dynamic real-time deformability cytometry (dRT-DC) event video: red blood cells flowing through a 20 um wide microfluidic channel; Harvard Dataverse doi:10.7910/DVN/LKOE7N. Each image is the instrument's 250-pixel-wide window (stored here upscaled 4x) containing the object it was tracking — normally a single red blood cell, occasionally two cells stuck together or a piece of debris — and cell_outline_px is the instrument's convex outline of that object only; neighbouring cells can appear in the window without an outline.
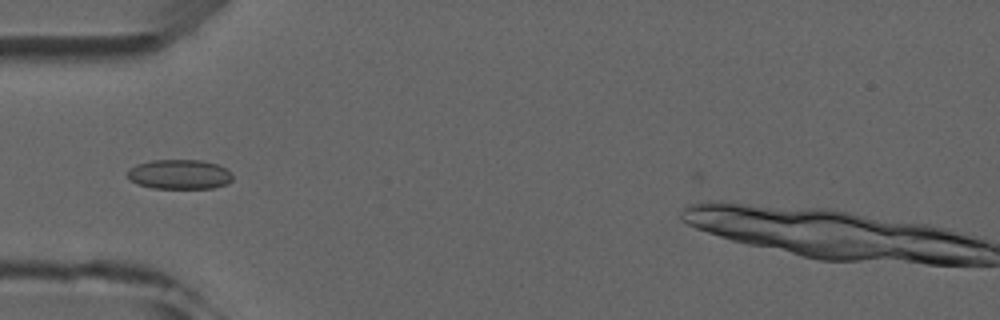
{"species": "common noctule bat (a hibernating species)", "species_latin": "Nyctalus noctula", "temperature_condition": "room temperature", "stored_images_in_passage": 5, "camera_frame_rate_fps": 3000, "um_per_image_px": 0.085, "animal": {"sex": "male", "forearm_length_mm": 52.5}, "frame": {"image": 1, "passage_image": 4, "time_ms": 4.333, "image_size_px": [1000, 320], "cell_outline_px": [[232, 180], [224, 184], [212, 188], [152, 188], [136, 184], [128, 180], [128, 172], [136, 164], [152, 160], [200, 160], [216, 164], [224, 168], [232, 176]], "centroid_in_image_um": [15.2, 14.82], "position_along_channel_um": 69.8, "area_um2": 17.98}}
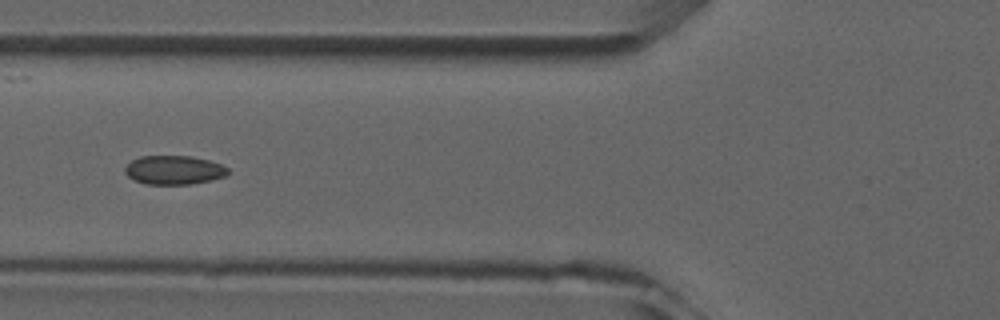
{"frame": {"image": 2, "passage_image": 5, "time_ms": 5.333, "image_size_px": [1000, 320], "cell_outline_px": [[228, 172], [224, 176], [212, 180], [192, 184], [148, 184], [136, 180], [128, 176], [124, 172], [124, 168], [132, 160], [140, 156], [192, 156], [208, 160], [220, 164], [228, 168]], "centroid_in_image_um": [14.78, 14.45], "position_along_channel_um": 111.0, "area_um2": 17.22}}